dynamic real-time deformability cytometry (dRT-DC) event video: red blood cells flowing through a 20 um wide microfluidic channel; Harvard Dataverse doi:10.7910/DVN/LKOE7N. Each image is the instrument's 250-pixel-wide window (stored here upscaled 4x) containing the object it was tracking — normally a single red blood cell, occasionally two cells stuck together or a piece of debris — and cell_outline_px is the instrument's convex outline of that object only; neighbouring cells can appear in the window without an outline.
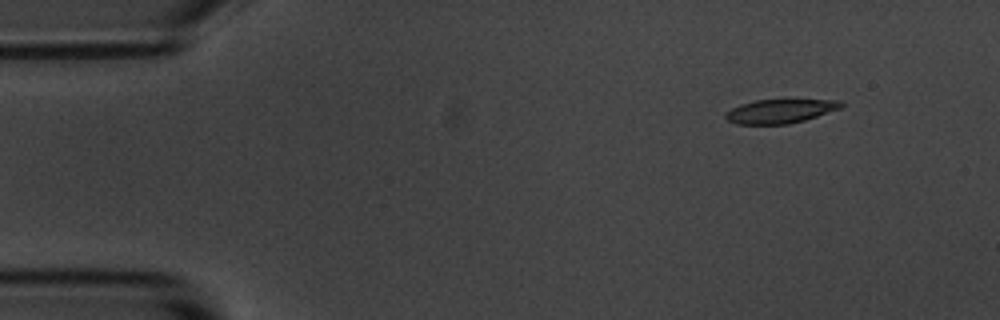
{"species": "common noctule bat (a hibernating species)", "species_latin": "Nyctalus noctula", "temperature_condition": "room temperature", "stored_images_in_passage": 4, "camera_frame_rate_fps": 3000, "um_per_image_px": 0.085, "animal": {"sex": "male", "body_mass_g": 20.1, "forearm_length_mm": 53.5}, "frame": {"image": 1, "passage_image": 2, "time_ms": 1.0, "image_size_px": [1000, 320], "cell_outline_px": [[844, 104], [840, 108], [804, 120], [788, 124], [736, 124], [728, 120], [724, 116], [724, 112], [740, 104], [756, 100], [840, 100]], "centroid_in_image_um": [66.26, 9.45], "position_along_channel_um": 18.7, "area_um2": 15.95}}